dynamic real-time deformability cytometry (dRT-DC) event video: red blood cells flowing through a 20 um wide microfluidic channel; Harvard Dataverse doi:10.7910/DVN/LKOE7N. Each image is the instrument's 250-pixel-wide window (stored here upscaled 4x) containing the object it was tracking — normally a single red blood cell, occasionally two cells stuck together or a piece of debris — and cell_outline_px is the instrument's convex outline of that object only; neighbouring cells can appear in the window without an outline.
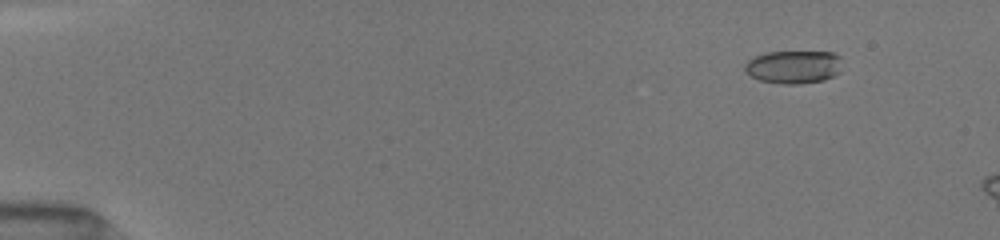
{"species": "common noctule bat (a hibernating species)", "species_latin": "Nyctalus noctula", "temperature_condition": "room temperature", "stored_images_in_passage": 4, "camera_frame_rate_fps": 3000, "um_per_image_px": 0.085, "animal": {"sex": "female", "body_mass_g": 19.5, "forearm_length_mm": 54.1}, "frame": {"image": 1, "passage_image": 2, "time_ms": 1.333, "image_size_px": [1000, 240], "cell_outline_px": [[840, 72], [824, 80], [800, 84], [784, 84], [760, 80], [744, 72], [744, 64], [748, 60], [756, 56], [768, 52], [836, 52], [840, 56]], "centroid_in_image_um": [67.46, 5.69], "position_along_channel_um": 17.5, "area_um2": 18.79}}